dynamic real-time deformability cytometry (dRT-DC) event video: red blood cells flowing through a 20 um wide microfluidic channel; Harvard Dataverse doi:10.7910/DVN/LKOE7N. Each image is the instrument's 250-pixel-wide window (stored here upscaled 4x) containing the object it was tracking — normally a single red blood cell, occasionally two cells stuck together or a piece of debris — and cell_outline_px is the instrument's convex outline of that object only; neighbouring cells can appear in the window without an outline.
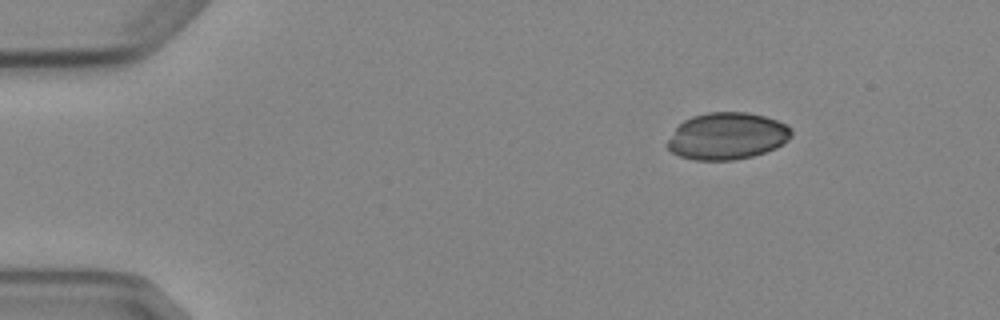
{"species": "Egyptian fruit bat (a non-hibernating species)", "species_latin": "Rousettus aegyptiacus", "temperature_condition": "cold", "stored_images_in_passage": 3, "camera_frame_rate_fps": 3000, "um_per_image_px": 0.085, "animal": {"sex": "female"}, "frame": {"image": 1, "passage_image": 1, "time_ms": 0.0, "image_size_px": [1000, 320], "cell_outline_px": [[792, 136], [788, 140], [776, 148], [752, 156], [732, 160], [696, 160], [680, 156], [672, 152], [668, 148], [668, 140], [676, 128], [684, 120], [692, 116], [708, 112], [748, 112], [764, 116], [788, 124], [792, 128]], "centroid_in_image_um": [61.84, 11.56], "position_along_channel_um": 23.2, "area_um2": 33.87}}